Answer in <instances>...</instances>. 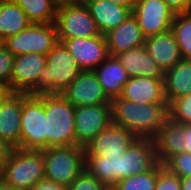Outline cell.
<instances>
[{"label": "cell", "instance_id": "cell-1", "mask_svg": "<svg viewBox=\"0 0 191 190\" xmlns=\"http://www.w3.org/2000/svg\"><path fill=\"white\" fill-rule=\"evenodd\" d=\"M111 122L131 131L137 138L155 139L169 117L168 104H136L123 98L110 102Z\"/></svg>", "mask_w": 191, "mask_h": 190}, {"label": "cell", "instance_id": "cell-2", "mask_svg": "<svg viewBox=\"0 0 191 190\" xmlns=\"http://www.w3.org/2000/svg\"><path fill=\"white\" fill-rule=\"evenodd\" d=\"M47 148L76 145L75 109L61 93H44Z\"/></svg>", "mask_w": 191, "mask_h": 190}, {"label": "cell", "instance_id": "cell-3", "mask_svg": "<svg viewBox=\"0 0 191 190\" xmlns=\"http://www.w3.org/2000/svg\"><path fill=\"white\" fill-rule=\"evenodd\" d=\"M81 71L75 58L59 41L46 55V66L39 75V94L61 93Z\"/></svg>", "mask_w": 191, "mask_h": 190}, {"label": "cell", "instance_id": "cell-4", "mask_svg": "<svg viewBox=\"0 0 191 190\" xmlns=\"http://www.w3.org/2000/svg\"><path fill=\"white\" fill-rule=\"evenodd\" d=\"M2 178L18 189L30 190L45 178L44 150L13 149L2 167Z\"/></svg>", "mask_w": 191, "mask_h": 190}, {"label": "cell", "instance_id": "cell-5", "mask_svg": "<svg viewBox=\"0 0 191 190\" xmlns=\"http://www.w3.org/2000/svg\"><path fill=\"white\" fill-rule=\"evenodd\" d=\"M45 178L69 186L85 169V150L79 145L44 149Z\"/></svg>", "mask_w": 191, "mask_h": 190}, {"label": "cell", "instance_id": "cell-6", "mask_svg": "<svg viewBox=\"0 0 191 190\" xmlns=\"http://www.w3.org/2000/svg\"><path fill=\"white\" fill-rule=\"evenodd\" d=\"M20 148L47 149V118L43 94L23 93Z\"/></svg>", "mask_w": 191, "mask_h": 190}, {"label": "cell", "instance_id": "cell-7", "mask_svg": "<svg viewBox=\"0 0 191 190\" xmlns=\"http://www.w3.org/2000/svg\"><path fill=\"white\" fill-rule=\"evenodd\" d=\"M55 25L58 39L90 38L101 35L84 2L58 4Z\"/></svg>", "mask_w": 191, "mask_h": 190}, {"label": "cell", "instance_id": "cell-8", "mask_svg": "<svg viewBox=\"0 0 191 190\" xmlns=\"http://www.w3.org/2000/svg\"><path fill=\"white\" fill-rule=\"evenodd\" d=\"M58 42L55 23H31L23 31L4 39L5 48L14 56L31 52L47 55Z\"/></svg>", "mask_w": 191, "mask_h": 190}, {"label": "cell", "instance_id": "cell-9", "mask_svg": "<svg viewBox=\"0 0 191 190\" xmlns=\"http://www.w3.org/2000/svg\"><path fill=\"white\" fill-rule=\"evenodd\" d=\"M132 14L145 38L171 30L175 13L164 0H137Z\"/></svg>", "mask_w": 191, "mask_h": 190}, {"label": "cell", "instance_id": "cell-10", "mask_svg": "<svg viewBox=\"0 0 191 190\" xmlns=\"http://www.w3.org/2000/svg\"><path fill=\"white\" fill-rule=\"evenodd\" d=\"M46 66V55L27 53L14 57L11 93L39 94V75Z\"/></svg>", "mask_w": 191, "mask_h": 190}, {"label": "cell", "instance_id": "cell-11", "mask_svg": "<svg viewBox=\"0 0 191 190\" xmlns=\"http://www.w3.org/2000/svg\"><path fill=\"white\" fill-rule=\"evenodd\" d=\"M111 123L110 104L76 107L74 126L76 145L84 147Z\"/></svg>", "mask_w": 191, "mask_h": 190}, {"label": "cell", "instance_id": "cell-12", "mask_svg": "<svg viewBox=\"0 0 191 190\" xmlns=\"http://www.w3.org/2000/svg\"><path fill=\"white\" fill-rule=\"evenodd\" d=\"M61 94L75 107L104 105L111 102L96 74L91 70L81 71Z\"/></svg>", "mask_w": 191, "mask_h": 190}, {"label": "cell", "instance_id": "cell-13", "mask_svg": "<svg viewBox=\"0 0 191 190\" xmlns=\"http://www.w3.org/2000/svg\"><path fill=\"white\" fill-rule=\"evenodd\" d=\"M75 58L82 71L97 68L109 56L105 36L58 39Z\"/></svg>", "mask_w": 191, "mask_h": 190}, {"label": "cell", "instance_id": "cell-14", "mask_svg": "<svg viewBox=\"0 0 191 190\" xmlns=\"http://www.w3.org/2000/svg\"><path fill=\"white\" fill-rule=\"evenodd\" d=\"M136 138L131 131L111 123L84 146L85 155L122 156Z\"/></svg>", "mask_w": 191, "mask_h": 190}, {"label": "cell", "instance_id": "cell-15", "mask_svg": "<svg viewBox=\"0 0 191 190\" xmlns=\"http://www.w3.org/2000/svg\"><path fill=\"white\" fill-rule=\"evenodd\" d=\"M120 98L136 104H168L163 78L131 77L123 86Z\"/></svg>", "mask_w": 191, "mask_h": 190}, {"label": "cell", "instance_id": "cell-16", "mask_svg": "<svg viewBox=\"0 0 191 190\" xmlns=\"http://www.w3.org/2000/svg\"><path fill=\"white\" fill-rule=\"evenodd\" d=\"M23 93H10L0 105V138L20 148Z\"/></svg>", "mask_w": 191, "mask_h": 190}, {"label": "cell", "instance_id": "cell-17", "mask_svg": "<svg viewBox=\"0 0 191 190\" xmlns=\"http://www.w3.org/2000/svg\"><path fill=\"white\" fill-rule=\"evenodd\" d=\"M104 36L108 54L111 56L142 46L146 39L133 14L122 24L104 34Z\"/></svg>", "mask_w": 191, "mask_h": 190}, {"label": "cell", "instance_id": "cell-18", "mask_svg": "<svg viewBox=\"0 0 191 190\" xmlns=\"http://www.w3.org/2000/svg\"><path fill=\"white\" fill-rule=\"evenodd\" d=\"M85 170L111 189L125 178V152L122 156L85 155Z\"/></svg>", "mask_w": 191, "mask_h": 190}, {"label": "cell", "instance_id": "cell-19", "mask_svg": "<svg viewBox=\"0 0 191 190\" xmlns=\"http://www.w3.org/2000/svg\"><path fill=\"white\" fill-rule=\"evenodd\" d=\"M144 46L163 72L182 60L176 36L172 30L147 37Z\"/></svg>", "mask_w": 191, "mask_h": 190}, {"label": "cell", "instance_id": "cell-20", "mask_svg": "<svg viewBox=\"0 0 191 190\" xmlns=\"http://www.w3.org/2000/svg\"><path fill=\"white\" fill-rule=\"evenodd\" d=\"M157 163L154 140L136 138L125 152V178L148 172Z\"/></svg>", "mask_w": 191, "mask_h": 190}, {"label": "cell", "instance_id": "cell-21", "mask_svg": "<svg viewBox=\"0 0 191 190\" xmlns=\"http://www.w3.org/2000/svg\"><path fill=\"white\" fill-rule=\"evenodd\" d=\"M84 3L103 35L122 24L132 14V7L109 0H86Z\"/></svg>", "mask_w": 191, "mask_h": 190}, {"label": "cell", "instance_id": "cell-22", "mask_svg": "<svg viewBox=\"0 0 191 190\" xmlns=\"http://www.w3.org/2000/svg\"><path fill=\"white\" fill-rule=\"evenodd\" d=\"M154 142L157 161L164 165L172 156L185 152L184 124L168 117Z\"/></svg>", "mask_w": 191, "mask_h": 190}, {"label": "cell", "instance_id": "cell-23", "mask_svg": "<svg viewBox=\"0 0 191 190\" xmlns=\"http://www.w3.org/2000/svg\"><path fill=\"white\" fill-rule=\"evenodd\" d=\"M120 61L129 77L163 78L164 72L149 55L144 45L118 53Z\"/></svg>", "mask_w": 191, "mask_h": 190}, {"label": "cell", "instance_id": "cell-24", "mask_svg": "<svg viewBox=\"0 0 191 190\" xmlns=\"http://www.w3.org/2000/svg\"><path fill=\"white\" fill-rule=\"evenodd\" d=\"M93 71L110 100L121 96L123 86L130 78L116 56L111 55Z\"/></svg>", "mask_w": 191, "mask_h": 190}, {"label": "cell", "instance_id": "cell-25", "mask_svg": "<svg viewBox=\"0 0 191 190\" xmlns=\"http://www.w3.org/2000/svg\"><path fill=\"white\" fill-rule=\"evenodd\" d=\"M164 92L168 105L191 93V60H181L164 72Z\"/></svg>", "mask_w": 191, "mask_h": 190}, {"label": "cell", "instance_id": "cell-26", "mask_svg": "<svg viewBox=\"0 0 191 190\" xmlns=\"http://www.w3.org/2000/svg\"><path fill=\"white\" fill-rule=\"evenodd\" d=\"M31 23L16 3L11 0H0V36L3 39L23 31Z\"/></svg>", "mask_w": 191, "mask_h": 190}, {"label": "cell", "instance_id": "cell-27", "mask_svg": "<svg viewBox=\"0 0 191 190\" xmlns=\"http://www.w3.org/2000/svg\"><path fill=\"white\" fill-rule=\"evenodd\" d=\"M26 13L32 23H55L57 0H11Z\"/></svg>", "mask_w": 191, "mask_h": 190}, {"label": "cell", "instance_id": "cell-28", "mask_svg": "<svg viewBox=\"0 0 191 190\" xmlns=\"http://www.w3.org/2000/svg\"><path fill=\"white\" fill-rule=\"evenodd\" d=\"M171 30L183 60H191V12L175 14Z\"/></svg>", "mask_w": 191, "mask_h": 190}, {"label": "cell", "instance_id": "cell-29", "mask_svg": "<svg viewBox=\"0 0 191 190\" xmlns=\"http://www.w3.org/2000/svg\"><path fill=\"white\" fill-rule=\"evenodd\" d=\"M157 164L148 172L123 178L111 190H155Z\"/></svg>", "mask_w": 191, "mask_h": 190}, {"label": "cell", "instance_id": "cell-30", "mask_svg": "<svg viewBox=\"0 0 191 190\" xmlns=\"http://www.w3.org/2000/svg\"><path fill=\"white\" fill-rule=\"evenodd\" d=\"M168 113L175 122L191 125V93L173 100L168 105Z\"/></svg>", "mask_w": 191, "mask_h": 190}, {"label": "cell", "instance_id": "cell-31", "mask_svg": "<svg viewBox=\"0 0 191 190\" xmlns=\"http://www.w3.org/2000/svg\"><path fill=\"white\" fill-rule=\"evenodd\" d=\"M164 167L180 178L191 176V153L184 152L172 156L164 164Z\"/></svg>", "mask_w": 191, "mask_h": 190}, {"label": "cell", "instance_id": "cell-32", "mask_svg": "<svg viewBox=\"0 0 191 190\" xmlns=\"http://www.w3.org/2000/svg\"><path fill=\"white\" fill-rule=\"evenodd\" d=\"M155 190H181V178L158 162Z\"/></svg>", "mask_w": 191, "mask_h": 190}, {"label": "cell", "instance_id": "cell-33", "mask_svg": "<svg viewBox=\"0 0 191 190\" xmlns=\"http://www.w3.org/2000/svg\"><path fill=\"white\" fill-rule=\"evenodd\" d=\"M69 190H108L103 183L92 177L85 169L68 186Z\"/></svg>", "mask_w": 191, "mask_h": 190}, {"label": "cell", "instance_id": "cell-34", "mask_svg": "<svg viewBox=\"0 0 191 190\" xmlns=\"http://www.w3.org/2000/svg\"><path fill=\"white\" fill-rule=\"evenodd\" d=\"M14 57L5 47L0 50V84L8 86L10 91Z\"/></svg>", "mask_w": 191, "mask_h": 190}, {"label": "cell", "instance_id": "cell-35", "mask_svg": "<svg viewBox=\"0 0 191 190\" xmlns=\"http://www.w3.org/2000/svg\"><path fill=\"white\" fill-rule=\"evenodd\" d=\"M30 190H69L67 185L51 181L47 178H42L34 184Z\"/></svg>", "mask_w": 191, "mask_h": 190}, {"label": "cell", "instance_id": "cell-36", "mask_svg": "<svg viewBox=\"0 0 191 190\" xmlns=\"http://www.w3.org/2000/svg\"><path fill=\"white\" fill-rule=\"evenodd\" d=\"M164 1L175 14L191 12V0H164Z\"/></svg>", "mask_w": 191, "mask_h": 190}, {"label": "cell", "instance_id": "cell-37", "mask_svg": "<svg viewBox=\"0 0 191 190\" xmlns=\"http://www.w3.org/2000/svg\"><path fill=\"white\" fill-rule=\"evenodd\" d=\"M13 147L10 146L7 142L2 140L0 138V165L3 167V165L6 163V161L9 159V156L11 152L13 151Z\"/></svg>", "mask_w": 191, "mask_h": 190}, {"label": "cell", "instance_id": "cell-38", "mask_svg": "<svg viewBox=\"0 0 191 190\" xmlns=\"http://www.w3.org/2000/svg\"><path fill=\"white\" fill-rule=\"evenodd\" d=\"M184 147L185 152L191 153V125H184Z\"/></svg>", "mask_w": 191, "mask_h": 190}, {"label": "cell", "instance_id": "cell-39", "mask_svg": "<svg viewBox=\"0 0 191 190\" xmlns=\"http://www.w3.org/2000/svg\"><path fill=\"white\" fill-rule=\"evenodd\" d=\"M10 93L11 91L8 86L0 84V105Z\"/></svg>", "mask_w": 191, "mask_h": 190}, {"label": "cell", "instance_id": "cell-40", "mask_svg": "<svg viewBox=\"0 0 191 190\" xmlns=\"http://www.w3.org/2000/svg\"><path fill=\"white\" fill-rule=\"evenodd\" d=\"M181 190H191V176L181 178Z\"/></svg>", "mask_w": 191, "mask_h": 190}, {"label": "cell", "instance_id": "cell-41", "mask_svg": "<svg viewBox=\"0 0 191 190\" xmlns=\"http://www.w3.org/2000/svg\"><path fill=\"white\" fill-rule=\"evenodd\" d=\"M0 190H22L18 189L15 186L7 183L3 178L0 180Z\"/></svg>", "mask_w": 191, "mask_h": 190}, {"label": "cell", "instance_id": "cell-42", "mask_svg": "<svg viewBox=\"0 0 191 190\" xmlns=\"http://www.w3.org/2000/svg\"><path fill=\"white\" fill-rule=\"evenodd\" d=\"M115 4H120L123 6L133 7L134 6V0H109Z\"/></svg>", "mask_w": 191, "mask_h": 190}, {"label": "cell", "instance_id": "cell-43", "mask_svg": "<svg viewBox=\"0 0 191 190\" xmlns=\"http://www.w3.org/2000/svg\"><path fill=\"white\" fill-rule=\"evenodd\" d=\"M86 0H66V3L85 2Z\"/></svg>", "mask_w": 191, "mask_h": 190}, {"label": "cell", "instance_id": "cell-44", "mask_svg": "<svg viewBox=\"0 0 191 190\" xmlns=\"http://www.w3.org/2000/svg\"><path fill=\"white\" fill-rule=\"evenodd\" d=\"M5 47L4 39L0 36V50H2Z\"/></svg>", "mask_w": 191, "mask_h": 190}, {"label": "cell", "instance_id": "cell-45", "mask_svg": "<svg viewBox=\"0 0 191 190\" xmlns=\"http://www.w3.org/2000/svg\"><path fill=\"white\" fill-rule=\"evenodd\" d=\"M58 4L66 3V0H57Z\"/></svg>", "mask_w": 191, "mask_h": 190}, {"label": "cell", "instance_id": "cell-46", "mask_svg": "<svg viewBox=\"0 0 191 190\" xmlns=\"http://www.w3.org/2000/svg\"><path fill=\"white\" fill-rule=\"evenodd\" d=\"M2 179V166L0 165V180Z\"/></svg>", "mask_w": 191, "mask_h": 190}]
</instances>
